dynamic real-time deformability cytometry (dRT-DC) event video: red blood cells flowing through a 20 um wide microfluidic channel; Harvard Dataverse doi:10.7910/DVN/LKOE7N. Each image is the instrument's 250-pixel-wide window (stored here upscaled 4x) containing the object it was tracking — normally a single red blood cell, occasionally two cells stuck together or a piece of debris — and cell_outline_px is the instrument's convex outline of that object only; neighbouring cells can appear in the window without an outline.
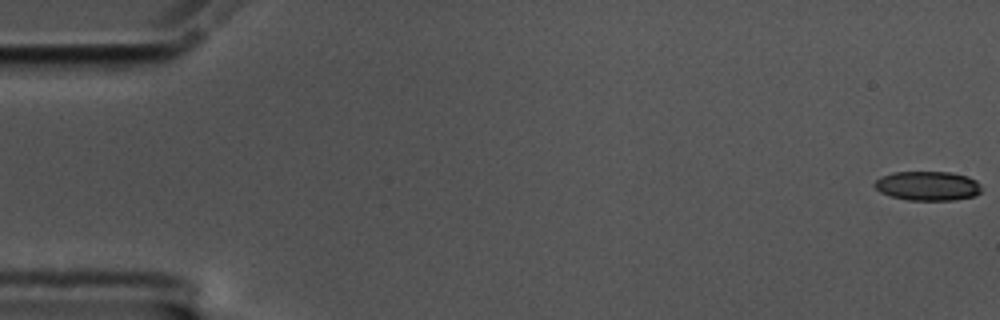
{"species": "common noctule bat (a hibernating species)", "species_latin": "Nyctalus noctula", "temperature_condition": "cold", "stored_images_in_passage": 58, "camera_frame_rate_fps": 3000, "um_per_image_px": 0.085, "animal": {"sex": "male", "body_mass_g": 17.5, "forearm_length_mm": 52.3}, "frame": {"image": 1, "passage_image": 1, "time_ms": 0.0, "image_size_px": [1000, 320], "cell_outline_px": [[980, 192], [976, 196], [952, 200], [908, 200], [892, 196], [880, 192], [872, 184], [880, 176], [892, 172], [948, 172], [968, 176], [976, 180], [980, 184]], "centroid_in_image_um": [78.84, 15.79], "position_along_channel_um": 6.2, "area_um2": 18.32}}
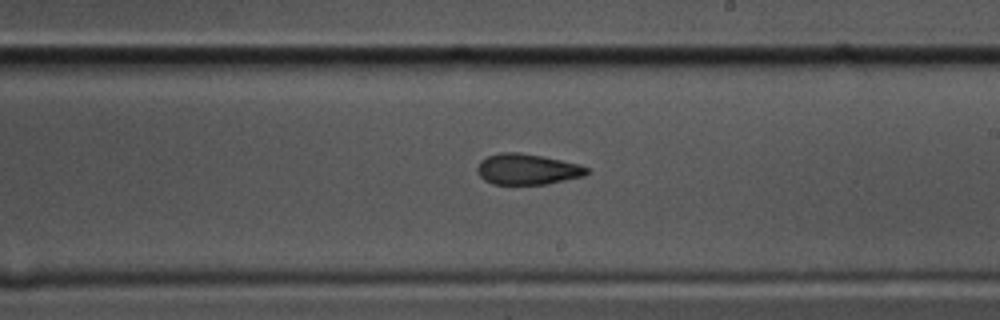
{"frame": {"image": 2, "passage_image": 34, "time_ms": 11.0, "image_size_px": [1000, 320], "cell_outline_px": [[588, 172], [584, 176], [548, 184], [492, 184], [484, 180], [480, 176], [476, 168], [480, 160], [488, 156], [500, 152], [520, 152], [580, 164], [588, 168]], "centroid_in_image_um": [44.8, 14.39], "position_along_channel_um": 244.2, "area_um2": 19.65}}
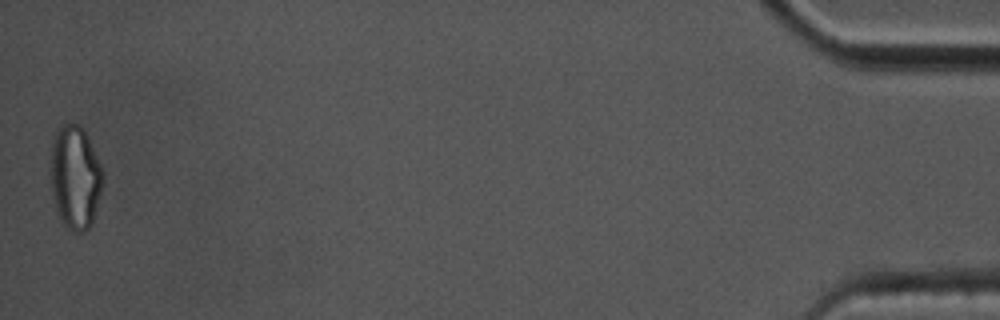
{"frame": {"image": 3, "passage_image": 58, "time_ms": 19.0, "image_size_px": [1000, 320], "cell_outline_px": [[104, 180], [92, 224], [84, 232], [76, 232], [68, 228], [60, 220], [52, 196], [52, 136], [56, 128], [64, 124], [76, 124], [84, 128], [104, 172]], "centroid_in_image_um": [6.41, 15.06], "position_along_channel_um": 428.8, "area_um2": 31.56}, "authors_computed_cell_mechanics": {"area_um2": 19.9121, "velocity_mm_per_s": 3.494, "shape_relaxation_time_tau1_ms": null, "shape_relaxation_time_tau2_ms": 4.6277, "deformation_change_tau1": null, "deformation_change_tau2": 0.1143}}